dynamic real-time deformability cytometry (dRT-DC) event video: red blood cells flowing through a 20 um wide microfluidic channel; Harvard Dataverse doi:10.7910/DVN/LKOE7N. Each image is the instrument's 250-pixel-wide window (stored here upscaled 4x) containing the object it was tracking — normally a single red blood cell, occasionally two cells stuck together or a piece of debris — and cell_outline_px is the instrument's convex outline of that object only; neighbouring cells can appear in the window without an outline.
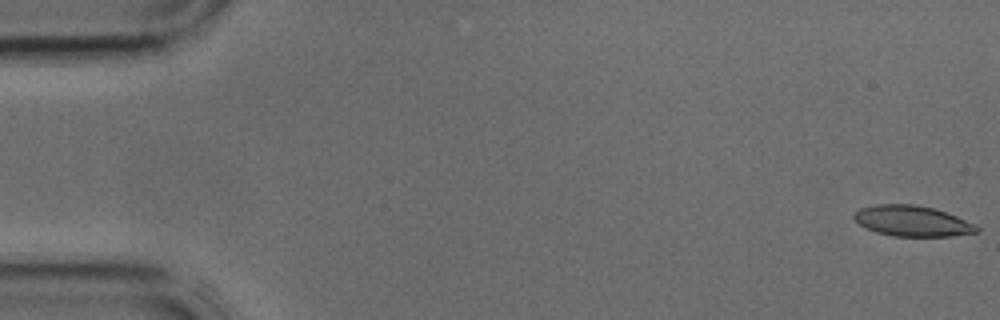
{"species": "common noctule bat (a hibernating species)", "species_latin": "Nyctalus noctula", "temperature_condition": "cold", "stored_images_in_passage": 5, "camera_frame_rate_fps": 3000, "um_per_image_px": 0.085, "animal": {"sex": "male", "body_mass_g": 17.9, "forearm_length_mm": 54.2}, "frame": {"image": 1, "passage_image": 1, "time_ms": 0.0, "image_size_px": [1000, 320], "cell_outline_px": [[980, 232], [952, 236], [892, 236], [876, 232], [860, 224], [852, 216], [860, 208], [876, 204], [916, 204], [932, 208], [956, 216], [976, 224], [980, 228]], "centroid_in_image_um": [77.57, 18.79], "position_along_channel_um": 7.4, "area_um2": 21.85}}